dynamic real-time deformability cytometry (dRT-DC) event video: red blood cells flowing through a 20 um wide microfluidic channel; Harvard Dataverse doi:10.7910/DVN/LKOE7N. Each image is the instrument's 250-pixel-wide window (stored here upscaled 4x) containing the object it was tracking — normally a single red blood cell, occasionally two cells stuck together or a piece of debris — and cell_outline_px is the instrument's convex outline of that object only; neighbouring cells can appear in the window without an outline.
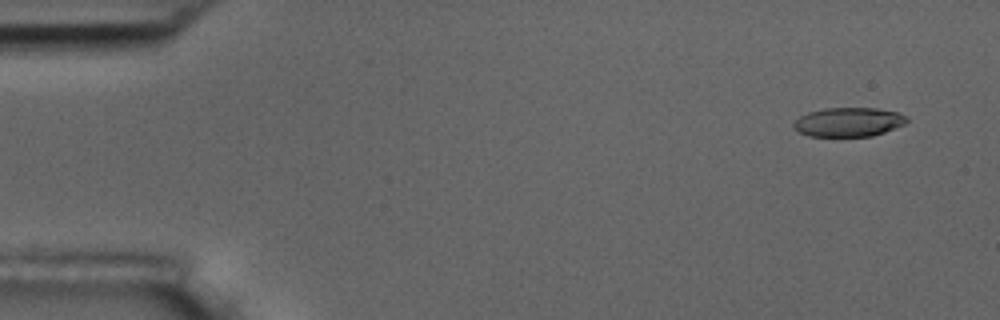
{"species": "common noctule bat (a hibernating species)", "species_latin": "Nyctalus noctula", "temperature_condition": "room temperature", "stored_images_in_passage": 6, "camera_frame_rate_fps": 3000, "um_per_image_px": 0.085, "animal": {"sex": "male", "body_mass_g": 17.5, "forearm_length_mm": 52.3}, "frame": {"image": 1, "passage_image": 1, "time_ms": 0.0, "image_size_px": [1000, 320], "cell_outline_px": [[908, 120], [904, 124], [884, 132], [872, 136], [808, 136], [792, 128], [792, 124], [800, 116], [808, 112], [824, 108], [876, 108], [896, 112], [908, 116]], "centroid_in_image_um": [72.1, 10.37], "position_along_channel_um": 12.9, "area_um2": 19.19}}
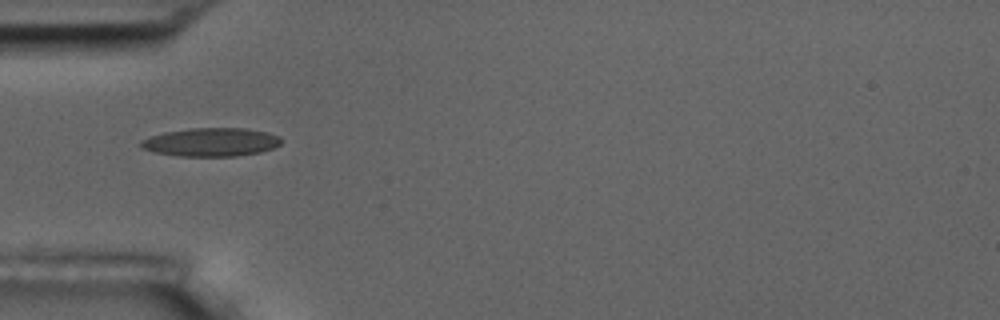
{"frame": {"image": 2, "passage_image": 5, "time_ms": 4.667, "image_size_px": [1000, 320], "cell_outline_px": [[280, 144], [272, 148], [260, 152], [236, 156], [176, 156], [152, 152], [140, 148], [140, 140], [148, 136], [164, 132], [188, 128], [244, 128], [268, 132], [280, 136]], "centroid_in_image_um": [17.88, 12.08], "position_along_channel_um": 67.1, "area_um2": 23.52}}